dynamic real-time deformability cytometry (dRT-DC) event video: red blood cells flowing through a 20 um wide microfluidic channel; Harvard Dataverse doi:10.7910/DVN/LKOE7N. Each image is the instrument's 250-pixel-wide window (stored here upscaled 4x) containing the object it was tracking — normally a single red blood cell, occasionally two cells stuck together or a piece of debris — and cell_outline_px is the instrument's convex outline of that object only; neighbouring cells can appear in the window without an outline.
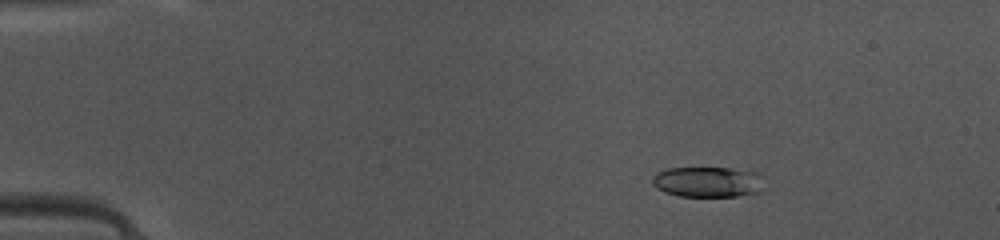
{"species": "common noctule bat (a hibernating species)", "species_latin": "Nyctalus noctula", "temperature_condition": "warm", "stored_images_in_passage": 47, "camera_frame_rate_fps": 3000, "um_per_image_px": 0.085, "animal": {"sex": "female", "body_mass_g": 10.0, "forearm_length_mm": 53.1}, "frame": {"image": 1, "passage_image": 7, "time_ms": 2.0, "image_size_px": [1000, 240], "cell_outline_px": [[764, 176], [760, 192], [736, 196], [680, 196], [664, 192], [656, 188], [652, 184], [652, 176], [656, 172], [668, 168], [728, 168], [760, 172]], "centroid_in_image_um": [60.17, 15.45], "position_along_channel_um": 24.8, "area_um2": 20.11}}
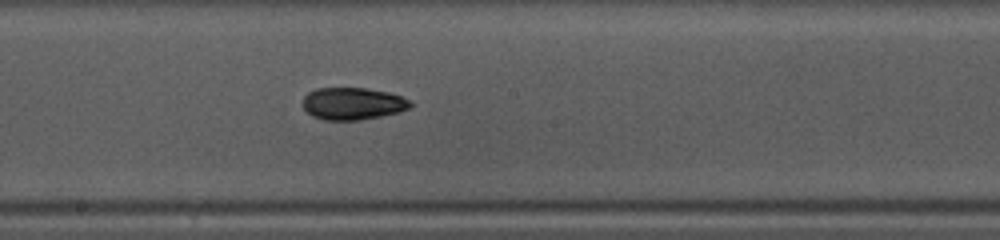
{"frame": {"image": 2, "passage_image": 26, "time_ms": 8.333, "image_size_px": [1000, 240], "cell_outline_px": [[412, 104], [408, 108], [400, 112], [360, 120], [324, 120], [312, 116], [304, 108], [304, 96], [308, 92], [316, 88], [364, 88], [388, 92], [400, 96], [408, 100]], "centroid_in_image_um": [29.96, 8.81], "position_along_channel_um": 218.2, "area_um2": 20.06}}
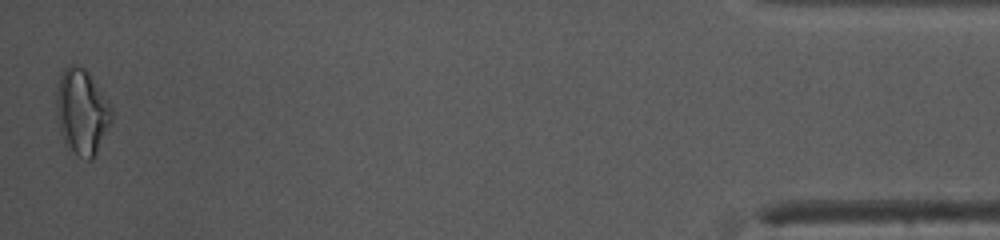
{"frame": {"image": 3, "passage_image": 47, "time_ms": 15.333, "image_size_px": [1000, 240], "cell_outline_px": [[112, 124], [96, 156], [92, 160], [88, 160], [80, 156], [64, 144], [60, 132], [56, 112], [56, 92], [60, 76], [64, 68], [72, 64], [76, 64], [84, 68], [88, 72], [112, 108]], "centroid_in_image_um": [6.97, 9.53], "position_along_channel_um": 428.2, "area_um2": 27.74}, "authors_computed_cell_mechanics": {"area_um2": 20.3456, "velocity_mm_per_s": 4.1714, "shape_relaxation_time_tau1_ms": 5.1317, "shape_relaxation_time_tau2_ms": 2.9989, "deformation_change_tau1": 0.1595, "deformation_change_tau2": 0.0871}}